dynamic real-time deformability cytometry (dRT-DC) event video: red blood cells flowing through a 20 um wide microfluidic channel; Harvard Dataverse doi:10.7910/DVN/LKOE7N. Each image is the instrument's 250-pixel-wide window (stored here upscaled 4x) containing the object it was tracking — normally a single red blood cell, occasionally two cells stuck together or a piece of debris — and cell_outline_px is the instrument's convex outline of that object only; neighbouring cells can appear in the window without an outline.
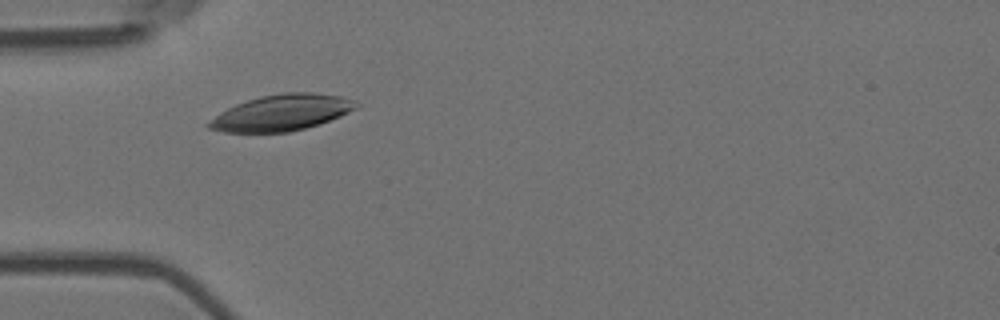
{"species": "Egyptian fruit bat (a non-hibernating species)", "species_latin": "Rousettus aegyptiacus", "temperature_condition": "room temperature", "stored_images_in_passage": 2, "camera_frame_rate_fps": 3000, "um_per_image_px": 0.085, "animal": {"sex": "female"}, "frame": {"image": 1, "passage_image": 1, "time_ms": 0.0, "image_size_px": [1000, 320], "cell_outline_px": [[360, 104], [356, 108], [340, 116], [304, 128], [288, 132], [224, 132], [208, 128], [204, 124], [220, 112], [236, 104], [260, 96], [284, 92], [312, 92], [340, 96], [352, 100]], "centroid_in_image_um": [23.89, 9.57], "position_along_channel_um": 61.1, "area_um2": 30.69}}
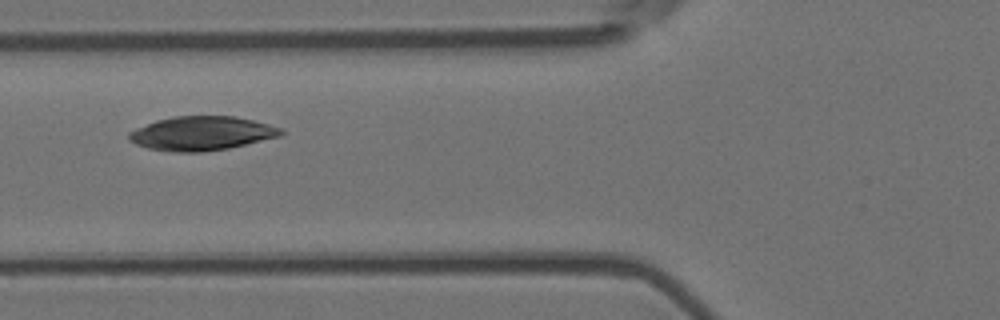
{"frame": {"image": 2, "passage_image": 2, "time_ms": 0.333, "image_size_px": [1000, 320], "cell_outline_px": [[284, 132], [280, 136], [228, 148], [200, 152], [172, 152], [148, 148], [136, 144], [128, 140], [128, 132], [136, 128], [156, 120], [172, 116], [236, 116], [268, 124], [280, 128]], "centroid_in_image_um": [17.1, 11.33], "position_along_channel_um": 108.7, "area_um2": 30.06}}